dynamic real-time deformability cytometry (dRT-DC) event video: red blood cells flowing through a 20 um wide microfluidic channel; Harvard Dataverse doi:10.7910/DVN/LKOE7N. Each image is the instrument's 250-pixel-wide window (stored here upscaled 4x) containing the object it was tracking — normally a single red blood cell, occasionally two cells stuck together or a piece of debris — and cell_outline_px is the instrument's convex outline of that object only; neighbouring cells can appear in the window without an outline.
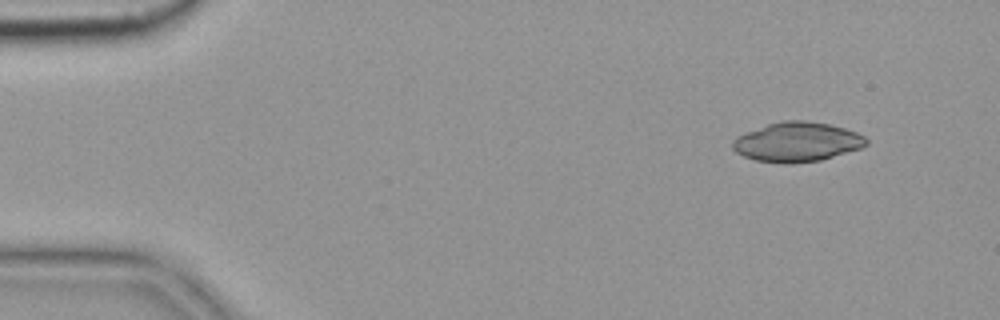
{"species": "common noctule bat (a hibernating species)", "species_latin": "Nyctalus noctula", "temperature_condition": "cold", "stored_images_in_passage": 4, "camera_frame_rate_fps": 3000, "um_per_image_px": 0.085, "animal": {"sex": "female", "body_mass_g": 19.9}, "frame": {"image": 1, "passage_image": 2, "time_ms": 0.333, "image_size_px": [1000, 320], "cell_outline_px": [[868, 144], [860, 148], [820, 160], [784, 164], [756, 160], [744, 156], [736, 152], [732, 148], [732, 140], [736, 136], [768, 124], [784, 120], [804, 120], [828, 124], [844, 128], [856, 132], [864, 136], [868, 140]], "centroid_in_image_um": [67.73, 12.06], "position_along_channel_um": 17.3, "area_um2": 30.58}}